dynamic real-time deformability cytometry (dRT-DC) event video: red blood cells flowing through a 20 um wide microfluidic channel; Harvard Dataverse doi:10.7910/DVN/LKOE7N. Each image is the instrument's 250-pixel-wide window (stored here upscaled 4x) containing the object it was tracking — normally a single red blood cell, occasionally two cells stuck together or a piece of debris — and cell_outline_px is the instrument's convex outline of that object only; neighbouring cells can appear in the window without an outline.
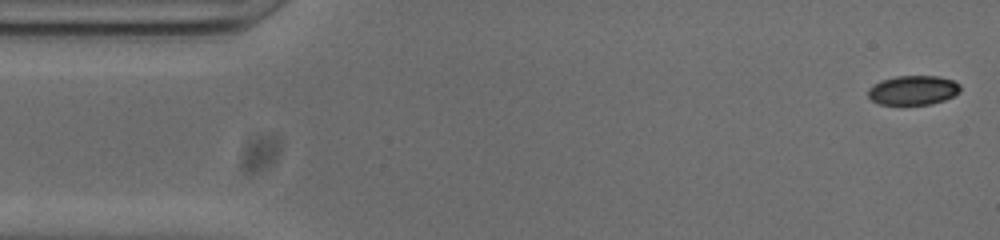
{"species": "common noctule bat (a hibernating species)", "species_latin": "Nyctalus noctula", "temperature_condition": "cold", "stored_images_in_passage": 52, "camera_frame_rate_fps": 3000, "um_per_image_px": 0.085, "animal": {"sex": "male", "body_mass_g": 20.0, "forearm_length_mm": 53.3}, "frame": {"image": 1, "passage_image": 1, "time_ms": 0.0, "image_size_px": [1000, 240], "cell_outline_px": [[960, 92], [944, 100], [932, 104], [880, 104], [872, 100], [868, 96], [868, 88], [880, 80], [896, 76], [936, 76], [952, 80], [960, 84]], "centroid_in_image_um": [77.6, 7.66], "position_along_channel_um": 7.4, "area_um2": 15.72}}
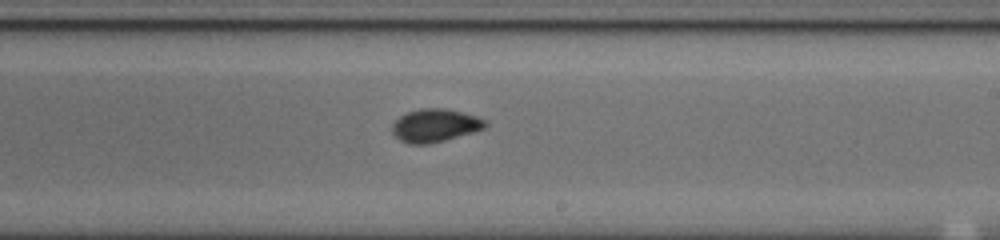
{"frame": {"image": 2, "passage_image": 29, "time_ms": 9.333, "image_size_px": [1000, 240], "cell_outline_px": [[488, 124], [484, 128], [472, 132], [444, 140], [428, 144], [408, 144], [400, 140], [392, 132], [392, 124], [400, 116], [408, 112], [420, 108], [444, 108], [476, 116], [484, 120]], "centroid_in_image_um": [36.94, 10.66], "position_along_channel_um": 252.1, "area_um2": 17.69}}
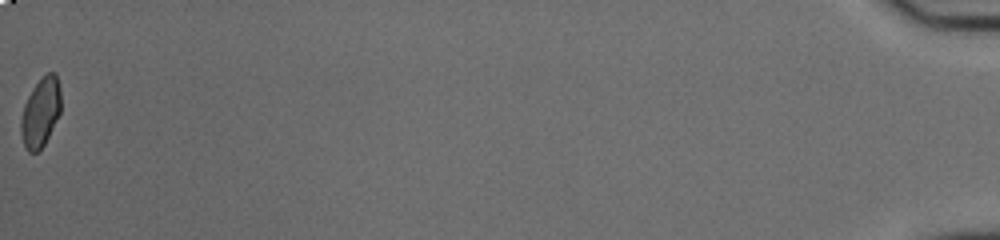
{"frame": {"image": 3, "passage_image": 52, "time_ms": 17.0, "image_size_px": [1000, 240], "cell_outline_px": [[60, 112], [44, 144], [36, 152], [28, 152], [24, 144], [20, 132], [20, 120], [24, 104], [32, 88], [48, 72], [56, 72], [60, 88]], "centroid_in_image_um": [3.44, 9.53], "position_along_channel_um": 431.8, "area_um2": 15.9}, "authors_computed_cell_mechanics": {"area_um2": 17.1088, "velocity_mm_per_s": 3.8316, "shape_relaxation_time_tau1_ms": 5.2822, "shape_relaxation_time_tau2_ms": 1.4758, "deformation_change_tau1": 0.1274, "deformation_change_tau2": 0.0396}}